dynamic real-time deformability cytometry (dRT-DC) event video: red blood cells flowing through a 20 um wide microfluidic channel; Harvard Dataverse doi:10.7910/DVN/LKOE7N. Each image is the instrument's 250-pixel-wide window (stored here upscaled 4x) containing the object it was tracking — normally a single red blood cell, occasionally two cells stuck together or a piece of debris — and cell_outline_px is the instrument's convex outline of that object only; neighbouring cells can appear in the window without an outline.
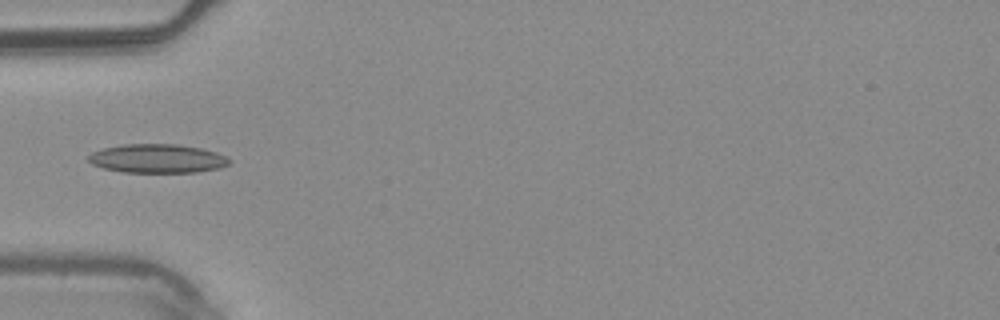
{"species": "common noctule bat (a hibernating species)", "species_latin": "Nyctalus noctula", "temperature_condition": "warm", "stored_images_in_passage": 5, "camera_frame_rate_fps": 3000, "um_per_image_px": 0.085, "animal": {"sex": "male", "body_mass_g": 20.4}, "frame": {"image": 1, "passage_image": 4, "time_ms": 1.0, "image_size_px": [1000, 320], "cell_outline_px": [[232, 160], [228, 164], [220, 168], [196, 172], [124, 172], [104, 168], [92, 164], [88, 160], [88, 156], [92, 152], [104, 148], [124, 144], [176, 144], [200, 148], [216, 152], [228, 156]], "centroid_in_image_um": [13.41, 13.47], "position_along_channel_um": 71.6, "area_um2": 23.64}}